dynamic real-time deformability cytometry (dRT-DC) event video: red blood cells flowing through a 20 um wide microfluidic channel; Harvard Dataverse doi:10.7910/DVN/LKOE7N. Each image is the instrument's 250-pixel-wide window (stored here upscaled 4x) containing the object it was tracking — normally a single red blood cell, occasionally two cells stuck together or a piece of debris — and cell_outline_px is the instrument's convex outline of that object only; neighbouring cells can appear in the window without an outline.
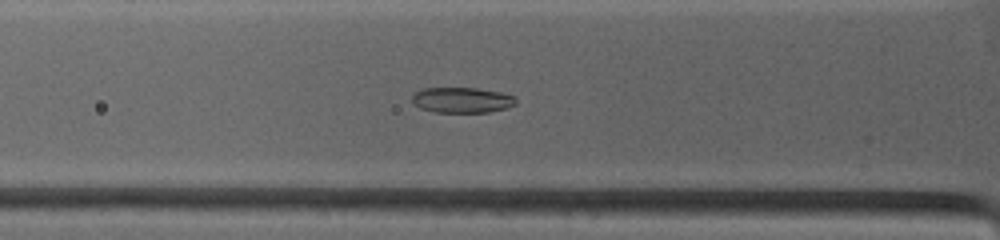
{"species": "common noctule bat (a hibernating species)", "species_latin": "Nyctalus noctula", "temperature_condition": "warm", "stored_images_in_passage": 15, "camera_frame_rate_fps": 4500, "um_per_image_px": 0.085, "animal": {"sex": "female", "body_mass_g": 19.0, "forearm_length_mm": 53.3}, "frame": {"image": 1, "passage_image": 3, "time_ms": 0.444, "image_size_px": [1000, 240], "cell_outline_px": [[516, 104], [508, 108], [488, 112], [436, 112], [420, 108], [412, 104], [412, 92], [424, 88], [476, 88], [500, 92], [516, 96]], "centroid_in_image_um": [39.25, 8.5], "position_along_channel_um": 86.5, "area_um2": 15.61}}
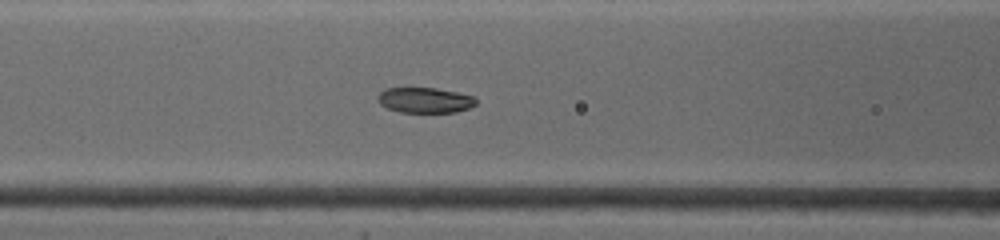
{"frame": {"image": 2, "passage_image": 8, "time_ms": 1.556, "image_size_px": [1000, 240], "cell_outline_px": [[476, 104], [468, 108], [456, 112], [400, 112], [388, 108], [380, 104], [376, 100], [376, 96], [384, 88], [436, 88], [476, 96]], "centroid_in_image_um": [36.1, 8.51], "position_along_channel_um": 130.5, "area_um2": 14.62}}
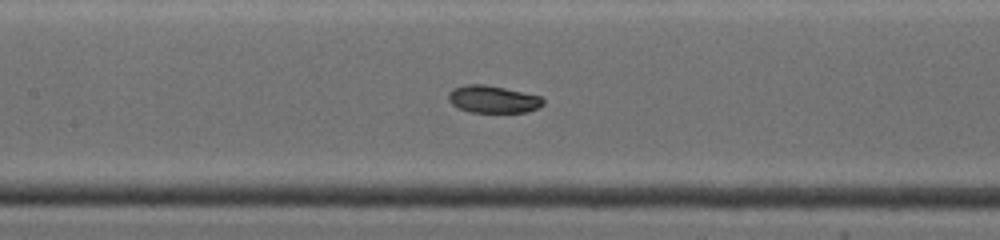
{"frame": {"image": 3, "passage_image": 12, "time_ms": 2.444, "image_size_px": [1000, 240], "cell_outline_px": [[544, 104], [528, 112], [472, 112], [460, 108], [452, 104], [448, 100], [448, 92], [452, 88], [464, 84], [484, 84], [504, 88], [540, 96], [544, 100]], "centroid_in_image_um": [41.87, 8.43], "position_along_channel_um": 165.5, "area_um2": 15.03}}